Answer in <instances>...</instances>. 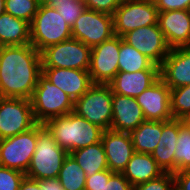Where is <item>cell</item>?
Wrapping results in <instances>:
<instances>
[{
	"mask_svg": "<svg viewBox=\"0 0 190 190\" xmlns=\"http://www.w3.org/2000/svg\"><path fill=\"white\" fill-rule=\"evenodd\" d=\"M41 74V53L31 44L0 47V97L30 100Z\"/></svg>",
	"mask_w": 190,
	"mask_h": 190,
	"instance_id": "1",
	"label": "cell"
},
{
	"mask_svg": "<svg viewBox=\"0 0 190 190\" xmlns=\"http://www.w3.org/2000/svg\"><path fill=\"white\" fill-rule=\"evenodd\" d=\"M44 125L52 133L56 143L68 153L100 142L104 132V129L73 111L67 115L53 117Z\"/></svg>",
	"mask_w": 190,
	"mask_h": 190,
	"instance_id": "2",
	"label": "cell"
},
{
	"mask_svg": "<svg viewBox=\"0 0 190 190\" xmlns=\"http://www.w3.org/2000/svg\"><path fill=\"white\" fill-rule=\"evenodd\" d=\"M68 152L54 140L52 133L44 125L37 123V143L26 177L35 180L58 178L61 166Z\"/></svg>",
	"mask_w": 190,
	"mask_h": 190,
	"instance_id": "3",
	"label": "cell"
},
{
	"mask_svg": "<svg viewBox=\"0 0 190 190\" xmlns=\"http://www.w3.org/2000/svg\"><path fill=\"white\" fill-rule=\"evenodd\" d=\"M72 37L71 27L53 6L39 5L30 24V44L40 53Z\"/></svg>",
	"mask_w": 190,
	"mask_h": 190,
	"instance_id": "4",
	"label": "cell"
},
{
	"mask_svg": "<svg viewBox=\"0 0 190 190\" xmlns=\"http://www.w3.org/2000/svg\"><path fill=\"white\" fill-rule=\"evenodd\" d=\"M30 100L34 118L40 124L53 117L67 115L74 110V101L42 74L38 78Z\"/></svg>",
	"mask_w": 190,
	"mask_h": 190,
	"instance_id": "5",
	"label": "cell"
},
{
	"mask_svg": "<svg viewBox=\"0 0 190 190\" xmlns=\"http://www.w3.org/2000/svg\"><path fill=\"white\" fill-rule=\"evenodd\" d=\"M113 92L108 84H93L74 102L77 115L104 130L111 128Z\"/></svg>",
	"mask_w": 190,
	"mask_h": 190,
	"instance_id": "6",
	"label": "cell"
},
{
	"mask_svg": "<svg viewBox=\"0 0 190 190\" xmlns=\"http://www.w3.org/2000/svg\"><path fill=\"white\" fill-rule=\"evenodd\" d=\"M91 47L74 39L64 40L41 52L42 68L89 70Z\"/></svg>",
	"mask_w": 190,
	"mask_h": 190,
	"instance_id": "7",
	"label": "cell"
},
{
	"mask_svg": "<svg viewBox=\"0 0 190 190\" xmlns=\"http://www.w3.org/2000/svg\"><path fill=\"white\" fill-rule=\"evenodd\" d=\"M158 14L154 0H124L112 15L114 35L123 37L139 27L158 24Z\"/></svg>",
	"mask_w": 190,
	"mask_h": 190,
	"instance_id": "8",
	"label": "cell"
},
{
	"mask_svg": "<svg viewBox=\"0 0 190 190\" xmlns=\"http://www.w3.org/2000/svg\"><path fill=\"white\" fill-rule=\"evenodd\" d=\"M37 143V124L20 134L0 139V165L26 173Z\"/></svg>",
	"mask_w": 190,
	"mask_h": 190,
	"instance_id": "9",
	"label": "cell"
},
{
	"mask_svg": "<svg viewBox=\"0 0 190 190\" xmlns=\"http://www.w3.org/2000/svg\"><path fill=\"white\" fill-rule=\"evenodd\" d=\"M36 124L31 100L0 97V139L25 132Z\"/></svg>",
	"mask_w": 190,
	"mask_h": 190,
	"instance_id": "10",
	"label": "cell"
},
{
	"mask_svg": "<svg viewBox=\"0 0 190 190\" xmlns=\"http://www.w3.org/2000/svg\"><path fill=\"white\" fill-rule=\"evenodd\" d=\"M71 30L74 39L92 48L114 36L113 16L85 9Z\"/></svg>",
	"mask_w": 190,
	"mask_h": 190,
	"instance_id": "11",
	"label": "cell"
},
{
	"mask_svg": "<svg viewBox=\"0 0 190 190\" xmlns=\"http://www.w3.org/2000/svg\"><path fill=\"white\" fill-rule=\"evenodd\" d=\"M120 36L110 39L91 48L89 74L93 84H108L118 71Z\"/></svg>",
	"mask_w": 190,
	"mask_h": 190,
	"instance_id": "12",
	"label": "cell"
},
{
	"mask_svg": "<svg viewBox=\"0 0 190 190\" xmlns=\"http://www.w3.org/2000/svg\"><path fill=\"white\" fill-rule=\"evenodd\" d=\"M122 38L158 66L171 50L158 24L139 27L126 33Z\"/></svg>",
	"mask_w": 190,
	"mask_h": 190,
	"instance_id": "13",
	"label": "cell"
},
{
	"mask_svg": "<svg viewBox=\"0 0 190 190\" xmlns=\"http://www.w3.org/2000/svg\"><path fill=\"white\" fill-rule=\"evenodd\" d=\"M146 120L168 121L173 119L170 104V88L159 77L136 97Z\"/></svg>",
	"mask_w": 190,
	"mask_h": 190,
	"instance_id": "14",
	"label": "cell"
},
{
	"mask_svg": "<svg viewBox=\"0 0 190 190\" xmlns=\"http://www.w3.org/2000/svg\"><path fill=\"white\" fill-rule=\"evenodd\" d=\"M159 76L170 89L190 85V47L171 49L159 66Z\"/></svg>",
	"mask_w": 190,
	"mask_h": 190,
	"instance_id": "15",
	"label": "cell"
},
{
	"mask_svg": "<svg viewBox=\"0 0 190 190\" xmlns=\"http://www.w3.org/2000/svg\"><path fill=\"white\" fill-rule=\"evenodd\" d=\"M42 75L65 92L74 102L93 85L87 70L42 68Z\"/></svg>",
	"mask_w": 190,
	"mask_h": 190,
	"instance_id": "16",
	"label": "cell"
},
{
	"mask_svg": "<svg viewBox=\"0 0 190 190\" xmlns=\"http://www.w3.org/2000/svg\"><path fill=\"white\" fill-rule=\"evenodd\" d=\"M158 25L171 49L190 47V10L159 12Z\"/></svg>",
	"mask_w": 190,
	"mask_h": 190,
	"instance_id": "17",
	"label": "cell"
},
{
	"mask_svg": "<svg viewBox=\"0 0 190 190\" xmlns=\"http://www.w3.org/2000/svg\"><path fill=\"white\" fill-rule=\"evenodd\" d=\"M101 143L109 170L122 173L135 152L130 133L104 130Z\"/></svg>",
	"mask_w": 190,
	"mask_h": 190,
	"instance_id": "18",
	"label": "cell"
},
{
	"mask_svg": "<svg viewBox=\"0 0 190 190\" xmlns=\"http://www.w3.org/2000/svg\"><path fill=\"white\" fill-rule=\"evenodd\" d=\"M145 120L136 98L113 93L111 130L131 133Z\"/></svg>",
	"mask_w": 190,
	"mask_h": 190,
	"instance_id": "19",
	"label": "cell"
},
{
	"mask_svg": "<svg viewBox=\"0 0 190 190\" xmlns=\"http://www.w3.org/2000/svg\"><path fill=\"white\" fill-rule=\"evenodd\" d=\"M159 77V70L118 72L108 85L113 93L136 98Z\"/></svg>",
	"mask_w": 190,
	"mask_h": 190,
	"instance_id": "20",
	"label": "cell"
},
{
	"mask_svg": "<svg viewBox=\"0 0 190 190\" xmlns=\"http://www.w3.org/2000/svg\"><path fill=\"white\" fill-rule=\"evenodd\" d=\"M179 133V119L162 121V133L157 147L151 153L163 172L175 173V146Z\"/></svg>",
	"mask_w": 190,
	"mask_h": 190,
	"instance_id": "21",
	"label": "cell"
},
{
	"mask_svg": "<svg viewBox=\"0 0 190 190\" xmlns=\"http://www.w3.org/2000/svg\"><path fill=\"white\" fill-rule=\"evenodd\" d=\"M163 173V170L157 165L151 154L139 152L133 153L122 172L133 188L141 183L155 179Z\"/></svg>",
	"mask_w": 190,
	"mask_h": 190,
	"instance_id": "22",
	"label": "cell"
},
{
	"mask_svg": "<svg viewBox=\"0 0 190 190\" xmlns=\"http://www.w3.org/2000/svg\"><path fill=\"white\" fill-rule=\"evenodd\" d=\"M30 44V24L4 12L0 15V47Z\"/></svg>",
	"mask_w": 190,
	"mask_h": 190,
	"instance_id": "23",
	"label": "cell"
},
{
	"mask_svg": "<svg viewBox=\"0 0 190 190\" xmlns=\"http://www.w3.org/2000/svg\"><path fill=\"white\" fill-rule=\"evenodd\" d=\"M85 171L86 177L109 169L103 145L100 142L69 153Z\"/></svg>",
	"mask_w": 190,
	"mask_h": 190,
	"instance_id": "24",
	"label": "cell"
},
{
	"mask_svg": "<svg viewBox=\"0 0 190 190\" xmlns=\"http://www.w3.org/2000/svg\"><path fill=\"white\" fill-rule=\"evenodd\" d=\"M162 121L145 120L130 135L135 152L151 154L158 145Z\"/></svg>",
	"mask_w": 190,
	"mask_h": 190,
	"instance_id": "25",
	"label": "cell"
},
{
	"mask_svg": "<svg viewBox=\"0 0 190 190\" xmlns=\"http://www.w3.org/2000/svg\"><path fill=\"white\" fill-rule=\"evenodd\" d=\"M141 70H159V66L120 37L118 71L131 73Z\"/></svg>",
	"mask_w": 190,
	"mask_h": 190,
	"instance_id": "26",
	"label": "cell"
},
{
	"mask_svg": "<svg viewBox=\"0 0 190 190\" xmlns=\"http://www.w3.org/2000/svg\"><path fill=\"white\" fill-rule=\"evenodd\" d=\"M58 179L64 190H85V171L70 154L61 166Z\"/></svg>",
	"mask_w": 190,
	"mask_h": 190,
	"instance_id": "27",
	"label": "cell"
},
{
	"mask_svg": "<svg viewBox=\"0 0 190 190\" xmlns=\"http://www.w3.org/2000/svg\"><path fill=\"white\" fill-rule=\"evenodd\" d=\"M175 172L190 169V122L179 119V133L175 146Z\"/></svg>",
	"mask_w": 190,
	"mask_h": 190,
	"instance_id": "28",
	"label": "cell"
},
{
	"mask_svg": "<svg viewBox=\"0 0 190 190\" xmlns=\"http://www.w3.org/2000/svg\"><path fill=\"white\" fill-rule=\"evenodd\" d=\"M171 114L174 119L190 118V85L170 89Z\"/></svg>",
	"mask_w": 190,
	"mask_h": 190,
	"instance_id": "29",
	"label": "cell"
},
{
	"mask_svg": "<svg viewBox=\"0 0 190 190\" xmlns=\"http://www.w3.org/2000/svg\"><path fill=\"white\" fill-rule=\"evenodd\" d=\"M37 0H5V12L31 24L37 13Z\"/></svg>",
	"mask_w": 190,
	"mask_h": 190,
	"instance_id": "30",
	"label": "cell"
},
{
	"mask_svg": "<svg viewBox=\"0 0 190 190\" xmlns=\"http://www.w3.org/2000/svg\"><path fill=\"white\" fill-rule=\"evenodd\" d=\"M61 16H63L64 20H66L67 24L72 28L75 21L79 18V16L86 9V5L84 0H63L58 1L53 6Z\"/></svg>",
	"mask_w": 190,
	"mask_h": 190,
	"instance_id": "31",
	"label": "cell"
},
{
	"mask_svg": "<svg viewBox=\"0 0 190 190\" xmlns=\"http://www.w3.org/2000/svg\"><path fill=\"white\" fill-rule=\"evenodd\" d=\"M25 173L0 165V190H19Z\"/></svg>",
	"mask_w": 190,
	"mask_h": 190,
	"instance_id": "32",
	"label": "cell"
},
{
	"mask_svg": "<svg viewBox=\"0 0 190 190\" xmlns=\"http://www.w3.org/2000/svg\"><path fill=\"white\" fill-rule=\"evenodd\" d=\"M133 190H175L173 173L164 172L155 179L135 186Z\"/></svg>",
	"mask_w": 190,
	"mask_h": 190,
	"instance_id": "33",
	"label": "cell"
},
{
	"mask_svg": "<svg viewBox=\"0 0 190 190\" xmlns=\"http://www.w3.org/2000/svg\"><path fill=\"white\" fill-rule=\"evenodd\" d=\"M124 0H84L86 9L113 15Z\"/></svg>",
	"mask_w": 190,
	"mask_h": 190,
	"instance_id": "34",
	"label": "cell"
},
{
	"mask_svg": "<svg viewBox=\"0 0 190 190\" xmlns=\"http://www.w3.org/2000/svg\"><path fill=\"white\" fill-rule=\"evenodd\" d=\"M113 173L114 172L107 169L86 177L85 190H103L105 187V180H109V177Z\"/></svg>",
	"mask_w": 190,
	"mask_h": 190,
	"instance_id": "35",
	"label": "cell"
},
{
	"mask_svg": "<svg viewBox=\"0 0 190 190\" xmlns=\"http://www.w3.org/2000/svg\"><path fill=\"white\" fill-rule=\"evenodd\" d=\"M103 190H133V187L122 173L114 172L109 180H105Z\"/></svg>",
	"mask_w": 190,
	"mask_h": 190,
	"instance_id": "36",
	"label": "cell"
},
{
	"mask_svg": "<svg viewBox=\"0 0 190 190\" xmlns=\"http://www.w3.org/2000/svg\"><path fill=\"white\" fill-rule=\"evenodd\" d=\"M159 12L190 10V0H154Z\"/></svg>",
	"mask_w": 190,
	"mask_h": 190,
	"instance_id": "37",
	"label": "cell"
},
{
	"mask_svg": "<svg viewBox=\"0 0 190 190\" xmlns=\"http://www.w3.org/2000/svg\"><path fill=\"white\" fill-rule=\"evenodd\" d=\"M175 190H190V169L173 173Z\"/></svg>",
	"mask_w": 190,
	"mask_h": 190,
	"instance_id": "38",
	"label": "cell"
},
{
	"mask_svg": "<svg viewBox=\"0 0 190 190\" xmlns=\"http://www.w3.org/2000/svg\"><path fill=\"white\" fill-rule=\"evenodd\" d=\"M41 190H64L58 178L39 180Z\"/></svg>",
	"mask_w": 190,
	"mask_h": 190,
	"instance_id": "39",
	"label": "cell"
},
{
	"mask_svg": "<svg viewBox=\"0 0 190 190\" xmlns=\"http://www.w3.org/2000/svg\"><path fill=\"white\" fill-rule=\"evenodd\" d=\"M19 190H41V186L39 180L31 179L25 176L19 186Z\"/></svg>",
	"mask_w": 190,
	"mask_h": 190,
	"instance_id": "40",
	"label": "cell"
},
{
	"mask_svg": "<svg viewBox=\"0 0 190 190\" xmlns=\"http://www.w3.org/2000/svg\"><path fill=\"white\" fill-rule=\"evenodd\" d=\"M58 1H63V0H37L39 5H45V6H54L55 3Z\"/></svg>",
	"mask_w": 190,
	"mask_h": 190,
	"instance_id": "41",
	"label": "cell"
},
{
	"mask_svg": "<svg viewBox=\"0 0 190 190\" xmlns=\"http://www.w3.org/2000/svg\"><path fill=\"white\" fill-rule=\"evenodd\" d=\"M5 12V0H0V15Z\"/></svg>",
	"mask_w": 190,
	"mask_h": 190,
	"instance_id": "42",
	"label": "cell"
}]
</instances>
